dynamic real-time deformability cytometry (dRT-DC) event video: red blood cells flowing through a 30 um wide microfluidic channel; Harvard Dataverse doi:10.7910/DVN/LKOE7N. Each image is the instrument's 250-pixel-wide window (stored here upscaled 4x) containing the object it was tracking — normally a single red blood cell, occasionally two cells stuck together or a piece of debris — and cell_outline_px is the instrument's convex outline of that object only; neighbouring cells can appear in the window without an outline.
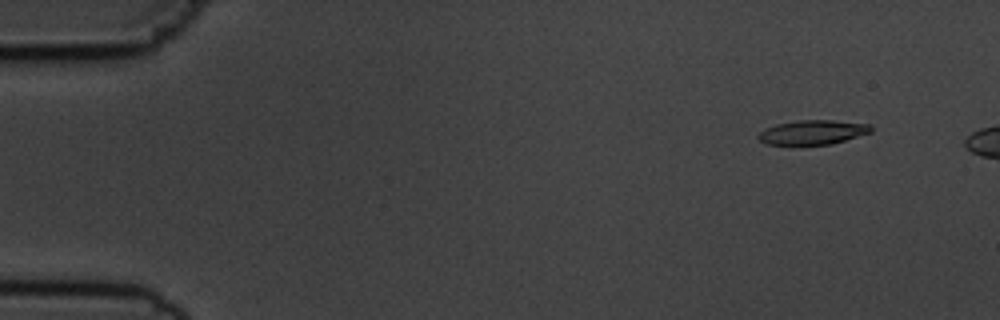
{"species": "common noctule bat (a hibernating species)", "species_latin": "Nyctalus noctula", "temperature_condition": "cold", "stored_images_in_passage": 15, "camera_frame_rate_fps": 3000, "um_per_image_px": 0.085, "animal": {"sex": "male", "body_mass_g": 19.5, "forearm_length_mm": 54.6}, "frame": {"image": 1, "passage_image": 2, "time_ms": 1.333, "image_size_px": [1000, 320], "cell_outline_px": [[872, 132], [832, 144], [800, 148], [792, 148], [768, 144], [760, 140], [756, 136], [764, 128], [776, 124], [800, 120], [832, 120], [872, 124]], "centroid_in_image_um": [69.03, 11.3], "position_along_channel_um": 16.0, "area_um2": 16.99}}
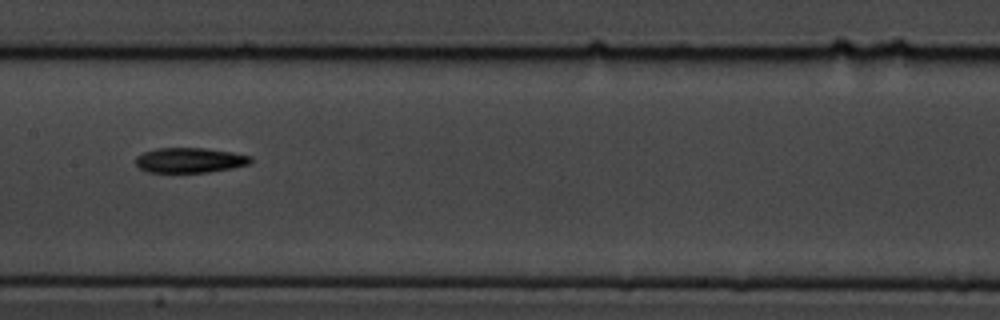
{"frame": {"image": 2, "passage_image": 8, "time_ms": 9.0, "image_size_px": [1000, 320], "cell_outline_px": [[252, 160], [248, 164], [232, 168], [208, 172], [148, 172], [140, 168], [136, 164], [136, 156], [144, 152], [156, 148], [204, 148], [232, 152], [252, 156]], "centroid_in_image_um": [16.13, 13.61], "position_along_channel_um": 191.3, "area_um2": 16.7}}
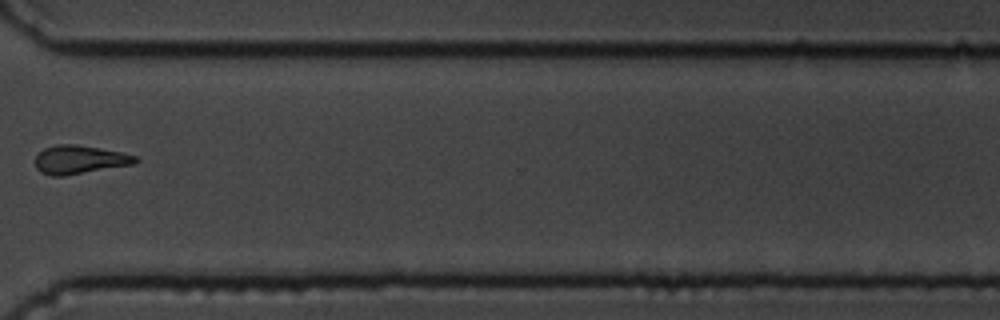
{"frame": {"image": 3, "passage_image": 12, "time_ms": 13.667, "image_size_px": [1000, 320], "cell_outline_px": [[140, 160], [136, 164], [64, 176], [52, 176], [40, 172], [36, 168], [36, 156], [44, 148], [56, 144], [76, 144], [100, 148], [120, 152], [136, 156]], "centroid_in_image_um": [6.78, 13.57], "position_along_channel_um": 363.8, "area_um2": 16.76}, "authors_computed_cell_mechanics": {"area_um2": 16.7042, "velocity_mm_per_s": 3.7104, "shape_relaxation_time_tau1_ms": 7.9976, "shape_relaxation_time_tau2_ms": null, "deformation_change_tau1": 0.2366, "deformation_change_tau2": null}}